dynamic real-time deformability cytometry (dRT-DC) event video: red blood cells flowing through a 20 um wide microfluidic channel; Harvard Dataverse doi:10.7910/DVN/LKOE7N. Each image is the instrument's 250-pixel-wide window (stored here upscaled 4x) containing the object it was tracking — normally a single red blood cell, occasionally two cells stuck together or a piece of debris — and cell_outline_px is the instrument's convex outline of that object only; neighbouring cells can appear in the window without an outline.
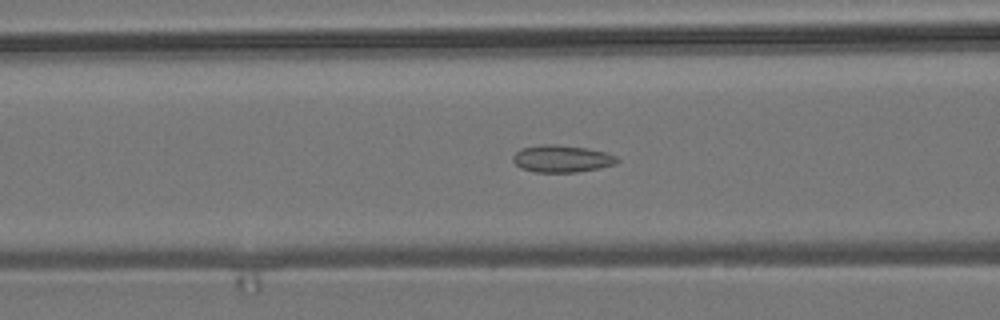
{"species": "common noctule bat (a hibernating species)", "species_latin": "Nyctalus noctula", "temperature_condition": "room temperature", "stored_images_in_passage": 55, "camera_frame_rate_fps": 3000, "um_per_image_px": 0.085, "animal": {"sex": "male", "body_mass_g": 19.2, "forearm_length_mm": 51.8}, "frame": {"image": 1, "passage_image": 21, "time_ms": 6.667, "image_size_px": [1000, 320], "cell_outline_px": [[620, 160], [616, 164], [600, 168], [576, 172], [536, 172], [520, 168], [512, 160], [512, 156], [520, 148], [544, 144], [556, 144], [584, 148], [604, 152], [616, 156]], "centroid_in_image_um": [47.73, 13.49], "position_along_channel_um": 118.9, "area_um2": 16.47}}
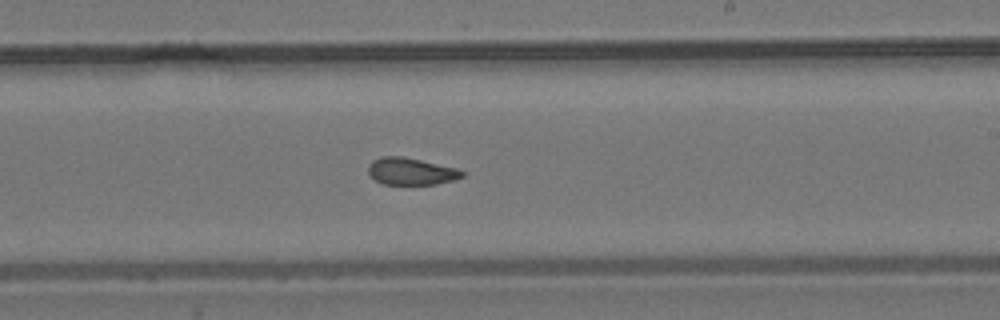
{"frame": {"image": 2, "passage_image": 32, "time_ms": 10.333, "image_size_px": [1000, 320], "cell_outline_px": [[464, 176], [452, 180], [436, 184], [384, 184], [376, 180], [368, 172], [368, 164], [372, 160], [380, 156], [400, 156], [420, 160], [456, 168], [464, 172]], "centroid_in_image_um": [34.9, 14.56], "position_along_channel_um": 254.1, "area_um2": 14.62}}
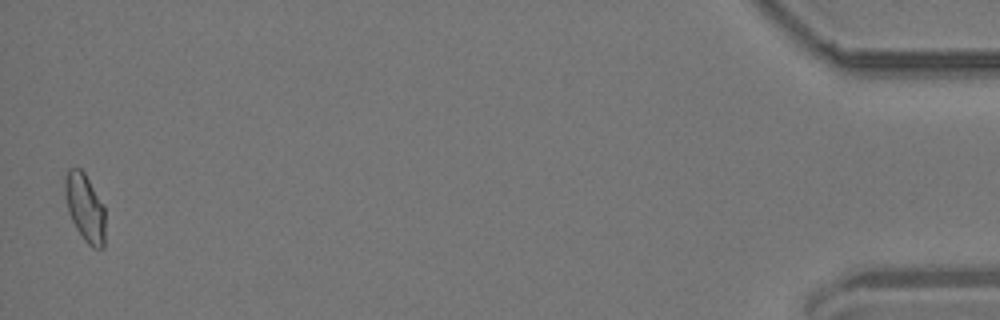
{"frame": {"image": 3, "passage_image": 54, "time_ms": 17.667, "image_size_px": [1000, 320], "cell_outline_px": [[104, 248], [92, 248], [84, 240], [76, 228], [68, 212], [64, 196], [64, 176], [68, 168], [80, 168], [84, 172], [104, 208]], "centroid_in_image_um": [7.18, 17.64], "position_along_channel_um": 428.0, "area_um2": 15.84}, "authors_computed_cell_mechanics": {"area_um2": 15.7216, "velocity_mm_per_s": 3.6929, "shape_relaxation_time_tau1_ms": null, "shape_relaxation_time_tau2_ms": 1.5521, "deformation_change_tau1": null, "deformation_change_tau2": 0.0738}}